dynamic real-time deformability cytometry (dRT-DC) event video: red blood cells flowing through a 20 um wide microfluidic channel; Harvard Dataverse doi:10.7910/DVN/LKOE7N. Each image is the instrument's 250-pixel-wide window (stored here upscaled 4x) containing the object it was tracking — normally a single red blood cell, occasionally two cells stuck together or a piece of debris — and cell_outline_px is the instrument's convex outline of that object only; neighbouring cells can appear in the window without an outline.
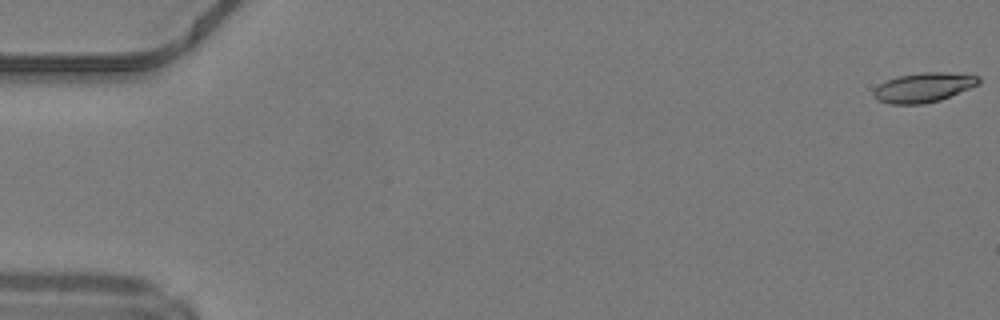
{"species": "common noctule bat (a hibernating species)", "species_latin": "Nyctalus noctula", "temperature_condition": "warm", "stored_images_in_passage": 15, "camera_frame_rate_fps": 3000, "um_per_image_px": 0.085, "animal": {"sex": "male", "body_mass_g": 19.2, "forearm_length_mm": 51.8}, "frame": {"image": 1, "passage_image": 1, "time_ms": 0.0, "image_size_px": [1000, 320], "cell_outline_px": [[980, 84], [940, 100], [924, 104], [888, 104], [876, 100], [872, 96], [872, 92], [880, 84], [896, 76], [920, 72], [944, 72], [980, 76]], "centroid_in_image_um": [78.48, 7.44], "position_along_channel_um": 6.5, "area_um2": 18.21}}
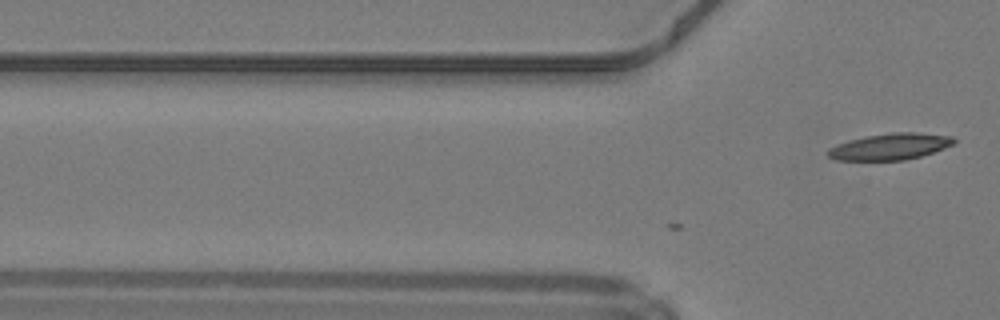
{"frame": {"image": 2, "passage_image": 15, "time_ms": 4.667, "image_size_px": [1000, 320], "cell_outline_px": [[956, 140], [952, 144], [944, 148], [920, 156], [904, 160], [836, 160], [828, 156], [824, 152], [828, 148], [852, 140], [868, 136], [892, 132], [916, 132], [952, 136]], "centroid_in_image_um": [75.65, 12.46], "position_along_channel_um": 50.1, "area_um2": 19.13}}